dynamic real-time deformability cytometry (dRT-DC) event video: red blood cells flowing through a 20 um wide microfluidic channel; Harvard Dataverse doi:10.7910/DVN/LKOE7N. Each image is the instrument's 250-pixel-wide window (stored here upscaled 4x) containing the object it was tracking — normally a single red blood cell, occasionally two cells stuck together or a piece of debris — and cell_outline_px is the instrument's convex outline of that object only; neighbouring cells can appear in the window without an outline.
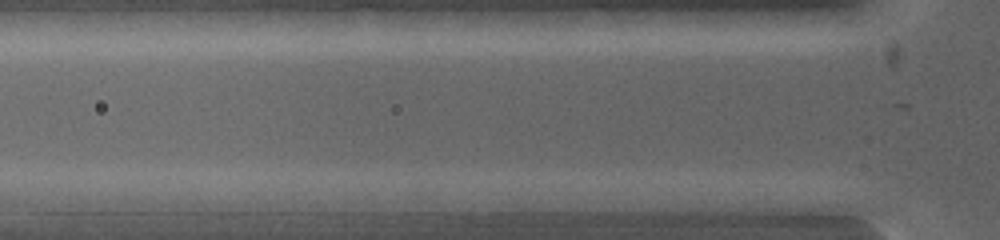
{"species": "common noctule bat (a hibernating species)", "species_latin": "Nyctalus noctula", "temperature_condition": "warm", "stored_images_in_passage": 4, "camera_frame_rate_fps": 5000, "um_per_image_px": 0.085, "animal": {"sex": "female", "body_mass_g": 19.0, "forearm_length_mm": 53.3}, "frame": {"image": 1, "passage_image": 4, "time_ms": 1.0, "image_size_px": [1000, 240], "cell_outline_px": [[604, 200], [572, 212], [500, 212], [492, 200], [500, 192], [580, 192]], "centroid_in_image_um": [46.17, 17.15], "position_along_channel_um": 79.6, "area_um2": 13.53}}